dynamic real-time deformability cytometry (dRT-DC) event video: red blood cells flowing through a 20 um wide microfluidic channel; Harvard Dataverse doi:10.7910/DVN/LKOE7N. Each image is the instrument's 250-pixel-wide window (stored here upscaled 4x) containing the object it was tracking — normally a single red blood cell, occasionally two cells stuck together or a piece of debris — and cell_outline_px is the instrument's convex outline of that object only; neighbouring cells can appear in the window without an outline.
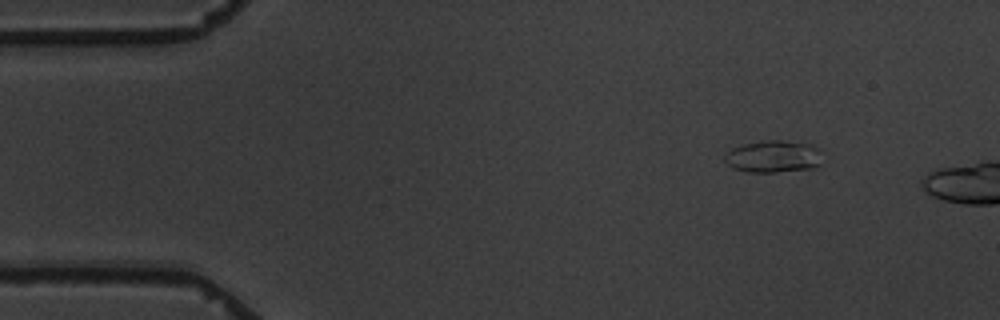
{"species": "common noctule bat (a hibernating species)", "species_latin": "Nyctalus noctula", "temperature_condition": "warm", "stored_images_in_passage": 3, "camera_frame_rate_fps": 3000, "um_per_image_px": 0.085, "animal": {"sex": "male", "body_mass_g": 19.5, "forearm_length_mm": 54.6}, "frame": {"image": 1, "passage_image": 1, "time_ms": 0.0, "image_size_px": [1000, 320], "cell_outline_px": [[820, 164], [816, 168], [776, 172], [748, 172], [732, 168], [724, 160], [724, 156], [732, 148], [744, 144], [764, 140], [780, 140], [812, 144], [820, 148]], "centroid_in_image_um": [65.75, 13.3], "position_along_channel_um": 19.2, "area_um2": 18.44}}